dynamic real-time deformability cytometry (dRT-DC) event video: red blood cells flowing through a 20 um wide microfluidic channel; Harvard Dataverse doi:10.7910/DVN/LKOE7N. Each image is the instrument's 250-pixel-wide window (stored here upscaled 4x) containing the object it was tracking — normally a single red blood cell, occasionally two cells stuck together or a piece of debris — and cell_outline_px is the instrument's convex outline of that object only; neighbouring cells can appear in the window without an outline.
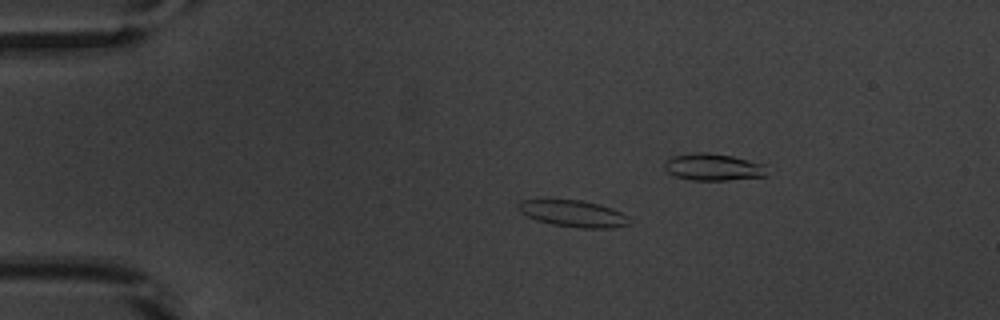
{"species": "common noctule bat (a hibernating species)", "species_latin": "Nyctalus noctula", "temperature_condition": "warm", "stored_images_in_passage": 54, "camera_frame_rate_fps": 3000, "um_per_image_px": 0.085, "animal": {"sex": "male", "body_mass_g": 20.1, "forearm_length_mm": 53.5}, "frame": {"image": 1, "passage_image": 12, "time_ms": 3.667, "image_size_px": [1000, 320], "cell_outline_px": [[628, 224], [612, 228], [580, 228], [552, 224], [536, 220], [520, 212], [516, 204], [520, 200], [580, 200], [600, 204], [612, 208], [628, 216]], "centroid_in_image_um": [48.71, 18.15], "position_along_channel_um": 36.3, "area_um2": 17.11}}
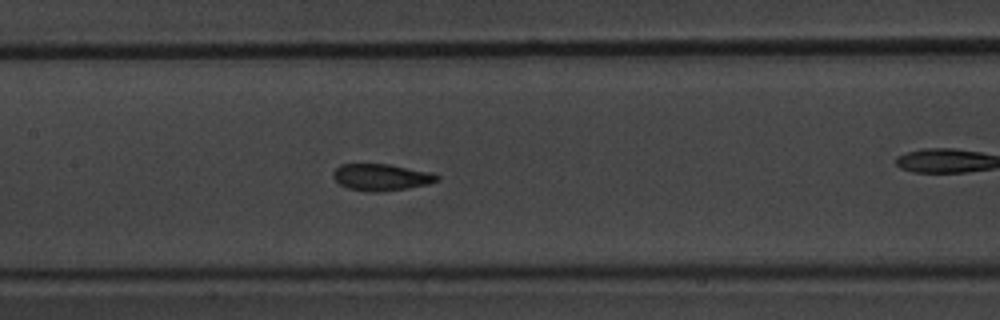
{"frame": {"image": 2, "passage_image": 26, "time_ms": 8.333, "image_size_px": [1000, 320], "cell_outline_px": [[440, 180], [428, 184], [408, 188], [376, 192], [372, 192], [348, 188], [340, 184], [332, 176], [332, 172], [340, 164], [388, 164], [432, 172], [440, 176]], "centroid_in_image_um": [32.43, 15.05], "position_along_channel_um": 175.0, "area_um2": 16.18}}
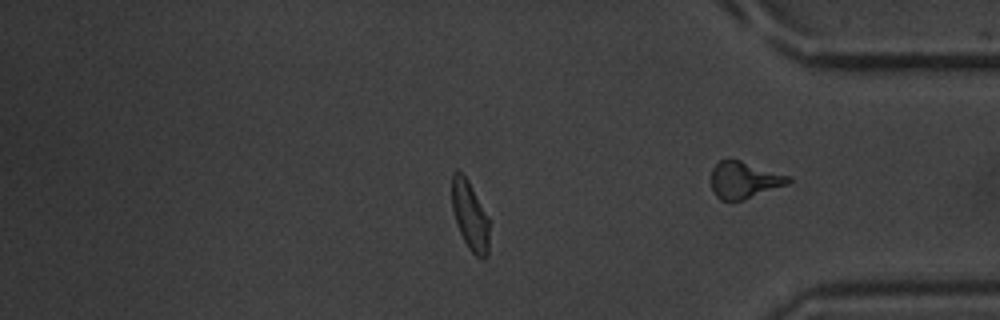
{"frame": {"image": 3, "passage_image": 45, "time_ms": 14.667, "image_size_px": [1000, 320], "cell_outline_px": [[488, 252], [484, 260], [480, 260], [468, 248], [460, 232], [452, 208], [452, 172], [460, 172], [468, 180], [488, 220]], "centroid_in_image_um": [39.93, 18.38], "position_along_channel_um": 395.3, "area_um2": 14.51}, "authors_computed_cell_mechanics": {"area_um2": 16.2996, "velocity_mm_per_s": 3.8687, "shape_relaxation_time_tau1_ms": 2.6131, "shape_relaxation_time_tau2_ms": 1.1008, "deformation_change_tau1": 0.1214, "deformation_change_tau2": 0.0644}}